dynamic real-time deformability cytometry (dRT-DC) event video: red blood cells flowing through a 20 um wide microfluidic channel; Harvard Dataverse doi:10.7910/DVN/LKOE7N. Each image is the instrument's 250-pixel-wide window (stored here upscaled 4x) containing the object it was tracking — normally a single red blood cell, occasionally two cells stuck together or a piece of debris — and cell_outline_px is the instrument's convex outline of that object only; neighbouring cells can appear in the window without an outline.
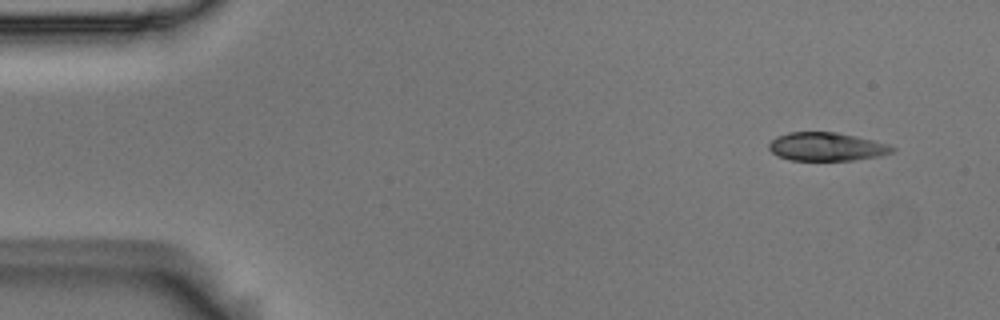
{"species": "Egyptian fruit bat (a non-hibernating species)", "species_latin": "Rousettus aegyptiacus", "temperature_condition": "room temperature", "stored_images_in_passage": 51, "camera_frame_rate_fps": 3000, "um_per_image_px": 0.085, "animal": {"sex": "male"}, "frame": {"image": 1, "passage_image": 1, "time_ms": 0.0, "image_size_px": [1000, 320], "cell_outline_px": [[896, 148], [892, 152], [880, 156], [852, 160], [788, 160], [776, 156], [768, 148], [768, 144], [776, 136], [788, 132], [836, 132], [872, 140], [888, 144]], "centroid_in_image_um": [70.21, 12.47], "position_along_channel_um": 14.8, "area_um2": 20.4}}
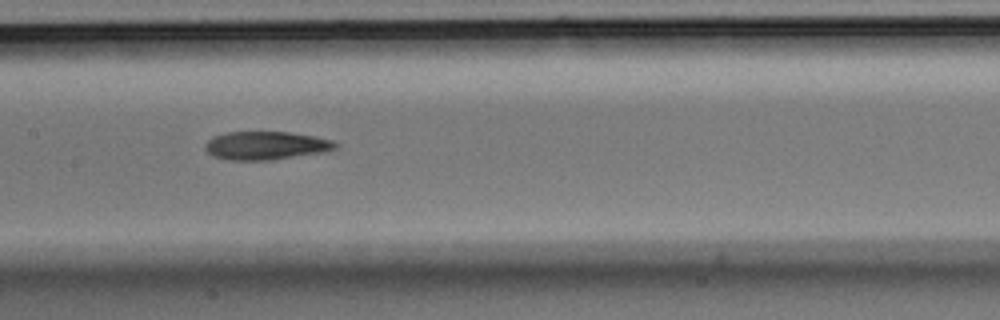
{"frame": {"image": 2, "passage_image": 23, "time_ms": 7.333, "image_size_px": [1000, 320], "cell_outline_px": [[340, 144], [336, 148], [324, 152], [272, 160], [228, 160], [212, 156], [204, 148], [204, 144], [212, 136], [224, 132], [288, 132], [316, 136], [332, 140]], "centroid_in_image_um": [22.59, 12.37], "position_along_channel_um": 184.8, "area_um2": 21.73}}
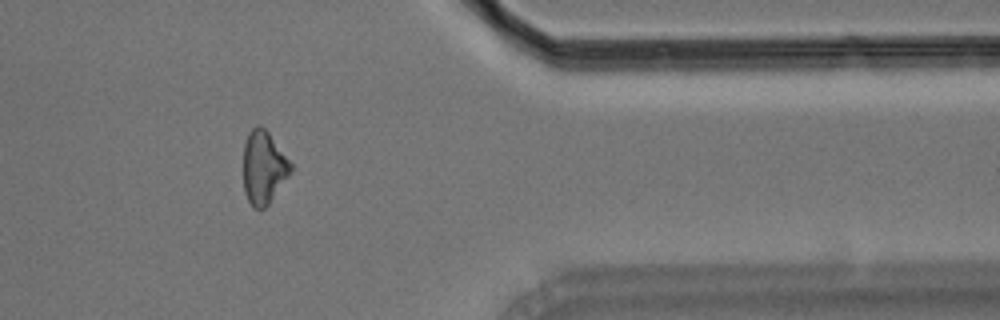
{"frame": {"image": 3, "passage_image": 41, "time_ms": 13.333, "image_size_px": [1000, 320], "cell_outline_px": [[292, 172], [268, 204], [264, 208], [252, 208], [244, 192], [244, 144], [248, 132], [256, 124], [260, 124], [268, 132], [292, 164]], "centroid_in_image_um": [22.4, 14.22], "position_along_channel_um": 389.0, "area_um2": 20.11}, "authors_computed_cell_mechanics": {"area_um2": 21.1548, "velocity_mm_per_s": 3.7198, "shape_relaxation_time_tau1_ms": 6.3943, "shape_relaxation_time_tau2_ms": 4.9483, "deformation_change_tau1": 0.1746, "deformation_change_tau2": 0.1299}}